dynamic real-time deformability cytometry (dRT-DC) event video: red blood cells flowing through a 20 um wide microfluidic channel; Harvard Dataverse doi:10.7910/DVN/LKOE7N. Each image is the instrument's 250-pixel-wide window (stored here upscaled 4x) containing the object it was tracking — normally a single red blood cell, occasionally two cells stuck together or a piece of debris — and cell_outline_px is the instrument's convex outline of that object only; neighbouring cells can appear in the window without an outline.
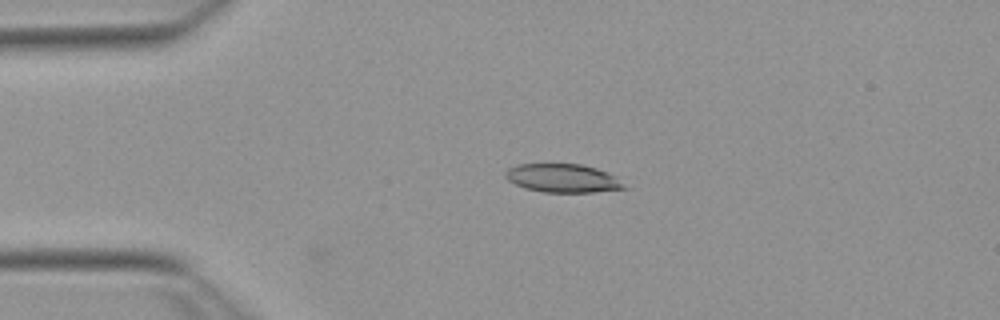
{"species": "Egyptian fruit bat (a non-hibernating species)", "species_latin": "Rousettus aegyptiacus", "temperature_condition": "warm", "stored_images_in_passage": 15, "camera_frame_rate_fps": 3000, "um_per_image_px": 0.085, "animal": {"sex": "female"}, "frame": {"image": 1, "passage_image": 1, "time_ms": 0.0, "image_size_px": [1000, 320], "cell_outline_px": [[628, 188], [592, 192], [544, 192], [524, 188], [508, 180], [504, 176], [504, 172], [508, 168], [520, 164], [584, 164], [608, 172], [616, 176]], "centroid_in_image_um": [47.84, 15.14], "position_along_channel_um": 37.2, "area_um2": 19.77}}
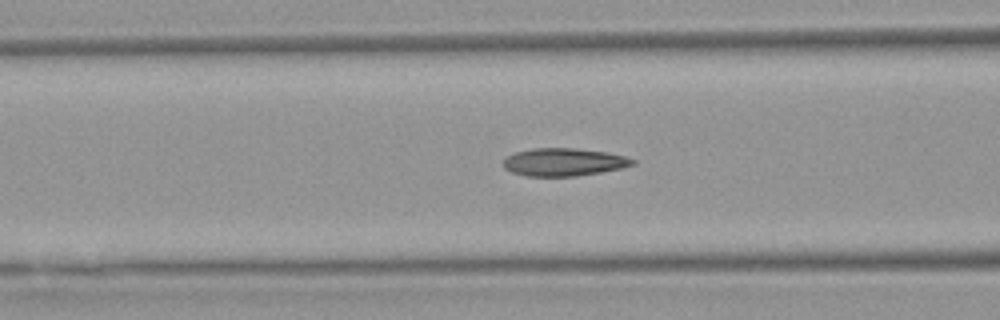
{"frame": {"image": 2, "passage_image": 10, "time_ms": 3.0, "image_size_px": [1000, 320], "cell_outline_px": [[636, 164], [624, 168], [576, 176], [528, 176], [512, 172], [504, 168], [504, 160], [508, 156], [516, 152], [532, 148], [572, 148], [608, 152], [624, 156], [636, 160]], "centroid_in_image_um": [47.96, 13.77], "position_along_channel_um": 118.6, "area_um2": 20.92}}
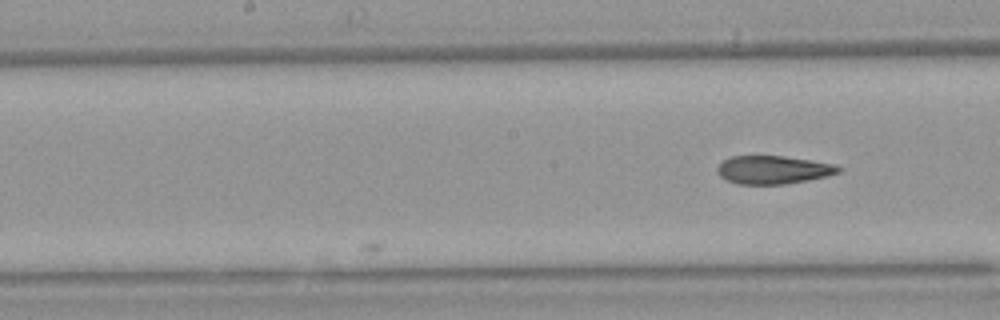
{"frame": {"image": 3, "passage_image": 15, "time_ms": 4.667, "image_size_px": [1000, 320], "cell_outline_px": [[844, 168], [840, 172], [828, 176], [808, 180], [784, 184], [736, 184], [724, 180], [716, 172], [716, 168], [724, 160], [732, 156], [784, 156], [812, 160], [832, 164]], "centroid_in_image_um": [65.71, 14.44], "position_along_channel_um": 182.5, "area_um2": 20.06}}